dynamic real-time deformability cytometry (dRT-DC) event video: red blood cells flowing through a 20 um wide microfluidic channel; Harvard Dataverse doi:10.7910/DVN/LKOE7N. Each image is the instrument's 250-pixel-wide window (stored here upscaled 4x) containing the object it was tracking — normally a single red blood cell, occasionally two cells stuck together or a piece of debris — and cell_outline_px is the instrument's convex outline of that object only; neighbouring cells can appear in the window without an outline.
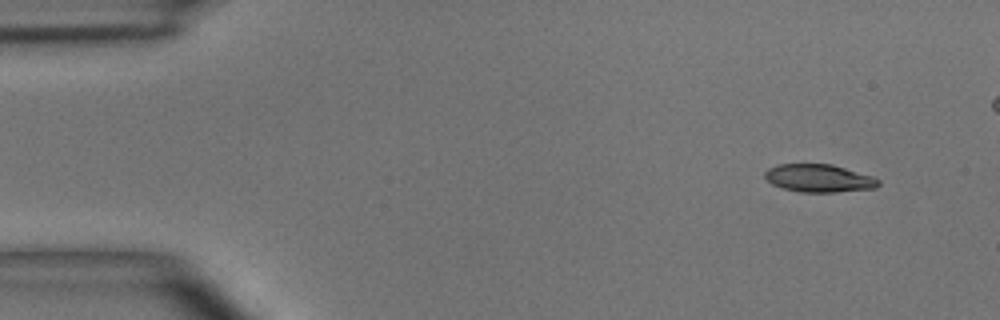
{"species": "common noctule bat (a hibernating species)", "species_latin": "Nyctalus noctula", "temperature_condition": "room temperature", "stored_images_in_passage": 5, "camera_frame_rate_fps": 3000, "um_per_image_px": 0.085, "animal": {"sex": "male", "body_mass_g": 15.6}, "frame": {"image": 1, "passage_image": 1, "time_ms": 0.0, "image_size_px": [1000, 320], "cell_outline_px": [[880, 184], [876, 188], [836, 192], [800, 192], [784, 188], [772, 184], [764, 176], [764, 172], [768, 168], [776, 164], [832, 164], [872, 176], [880, 180]], "centroid_in_image_um": [69.61, 15.14], "position_along_channel_um": 15.4, "area_um2": 18.44}}